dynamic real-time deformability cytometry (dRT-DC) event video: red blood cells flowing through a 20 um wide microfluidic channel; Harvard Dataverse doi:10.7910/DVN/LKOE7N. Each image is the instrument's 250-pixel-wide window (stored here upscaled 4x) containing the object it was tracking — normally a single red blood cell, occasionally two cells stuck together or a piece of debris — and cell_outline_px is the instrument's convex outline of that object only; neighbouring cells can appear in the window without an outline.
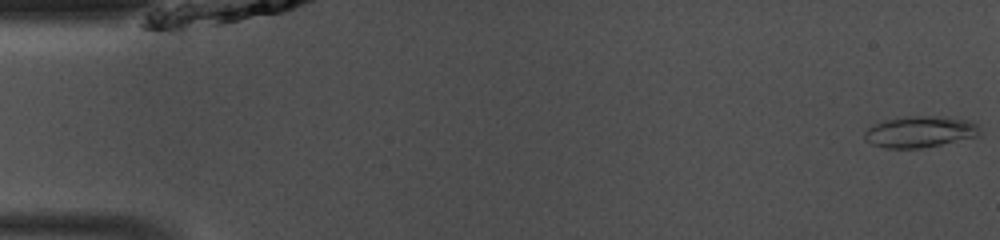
{"species": "common noctule bat (a hibernating species)", "species_latin": "Nyctalus noctula", "temperature_condition": "room temperature", "stored_images_in_passage": 14, "camera_frame_rate_fps": 3000, "um_per_image_px": 0.085, "animal": {"sex": "male", "body_mass_g": 13.0, "forearm_length_mm": 53.1}, "frame": {"image": 1, "passage_image": 1, "time_ms": 0.0, "image_size_px": [1000, 240], "cell_outline_px": [[980, 136], [920, 148], [884, 148], [872, 144], [864, 140], [864, 132], [872, 124], [884, 120], [908, 116], [940, 116], [968, 120], [976, 124], [980, 132]], "centroid_in_image_um": [78.16, 11.2], "position_along_channel_um": 6.8, "area_um2": 21.04}}